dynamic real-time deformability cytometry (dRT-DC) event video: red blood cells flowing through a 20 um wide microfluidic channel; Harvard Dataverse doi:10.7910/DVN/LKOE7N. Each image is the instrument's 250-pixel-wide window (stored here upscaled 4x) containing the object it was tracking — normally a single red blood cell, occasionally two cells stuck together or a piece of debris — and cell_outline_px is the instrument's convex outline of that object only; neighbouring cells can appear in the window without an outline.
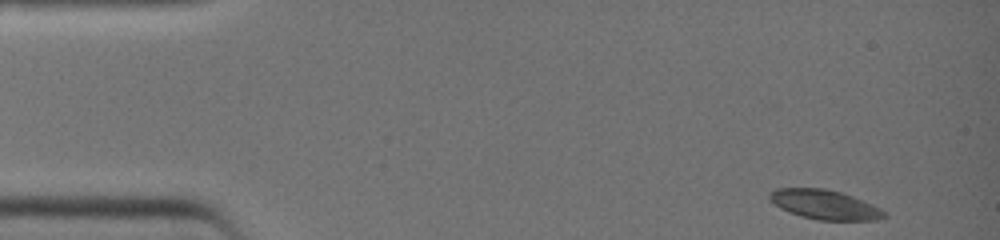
{"species": "common noctule bat (a hibernating species)", "species_latin": "Nyctalus noctula", "temperature_condition": "warm", "stored_images_in_passage": 11, "camera_frame_rate_fps": 3000, "um_per_image_px": 0.085, "animal": {"sex": "female", "body_mass_g": 19.0, "forearm_length_mm": 51.5}, "frame": {"image": 1, "passage_image": 1, "time_ms": 0.0, "image_size_px": [1000, 240], "cell_outline_px": [[888, 216], [876, 220], [820, 220], [800, 216], [788, 212], [780, 208], [768, 196], [768, 192], [776, 188], [824, 188], [844, 192], [872, 204], [880, 208]], "centroid_in_image_um": [70.1, 17.38], "position_along_channel_um": 14.9, "area_um2": 19.77}}
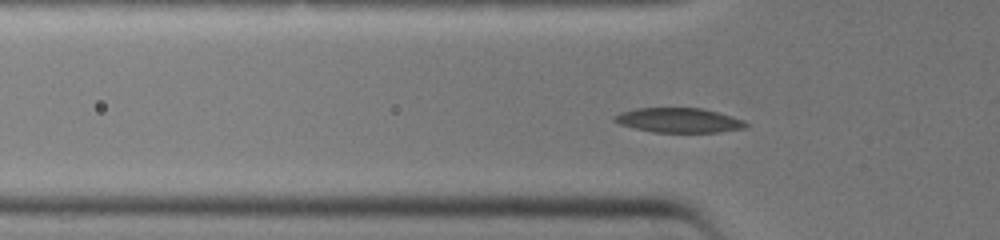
{"frame": {"image": 2, "passage_image": 11, "time_ms": 3.333, "image_size_px": [1000, 240], "cell_outline_px": [[748, 128], [720, 132], [652, 132], [632, 128], [620, 124], [612, 120], [612, 116], [620, 112], [636, 108], [700, 108], [732, 116], [744, 120], [748, 124]], "centroid_in_image_um": [57.68, 10.23], "position_along_channel_um": 68.1, "area_um2": 19.02}}